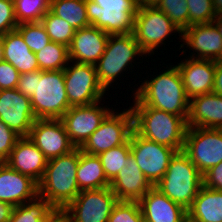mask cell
<instances>
[{
  "mask_svg": "<svg viewBox=\"0 0 222 222\" xmlns=\"http://www.w3.org/2000/svg\"><path fill=\"white\" fill-rule=\"evenodd\" d=\"M50 222H67L65 218L59 213L55 218H53Z\"/></svg>",
  "mask_w": 222,
  "mask_h": 222,
  "instance_id": "c3c4849f",
  "label": "cell"
},
{
  "mask_svg": "<svg viewBox=\"0 0 222 222\" xmlns=\"http://www.w3.org/2000/svg\"><path fill=\"white\" fill-rule=\"evenodd\" d=\"M176 32L182 31L155 5H139L133 35L145 54H154L155 49Z\"/></svg>",
  "mask_w": 222,
  "mask_h": 222,
  "instance_id": "ba28073f",
  "label": "cell"
},
{
  "mask_svg": "<svg viewBox=\"0 0 222 222\" xmlns=\"http://www.w3.org/2000/svg\"><path fill=\"white\" fill-rule=\"evenodd\" d=\"M101 101L89 105L72 106L61 117L71 143L80 148L112 109L101 107ZM108 108V109H107Z\"/></svg>",
  "mask_w": 222,
  "mask_h": 222,
  "instance_id": "5bb4252c",
  "label": "cell"
},
{
  "mask_svg": "<svg viewBox=\"0 0 222 222\" xmlns=\"http://www.w3.org/2000/svg\"><path fill=\"white\" fill-rule=\"evenodd\" d=\"M17 26L13 0H0V36L16 30Z\"/></svg>",
  "mask_w": 222,
  "mask_h": 222,
  "instance_id": "74e56055",
  "label": "cell"
},
{
  "mask_svg": "<svg viewBox=\"0 0 222 222\" xmlns=\"http://www.w3.org/2000/svg\"><path fill=\"white\" fill-rule=\"evenodd\" d=\"M129 142L131 153L139 168L150 184L155 186L164 176L170 160L177 151L157 142L149 141L134 130L130 135Z\"/></svg>",
  "mask_w": 222,
  "mask_h": 222,
  "instance_id": "4fadbf2b",
  "label": "cell"
},
{
  "mask_svg": "<svg viewBox=\"0 0 222 222\" xmlns=\"http://www.w3.org/2000/svg\"><path fill=\"white\" fill-rule=\"evenodd\" d=\"M188 7V27L213 22L216 12L213 0H186Z\"/></svg>",
  "mask_w": 222,
  "mask_h": 222,
  "instance_id": "d590c367",
  "label": "cell"
},
{
  "mask_svg": "<svg viewBox=\"0 0 222 222\" xmlns=\"http://www.w3.org/2000/svg\"><path fill=\"white\" fill-rule=\"evenodd\" d=\"M35 54L41 71L63 70L70 62L68 47L52 41Z\"/></svg>",
  "mask_w": 222,
  "mask_h": 222,
  "instance_id": "f546056e",
  "label": "cell"
},
{
  "mask_svg": "<svg viewBox=\"0 0 222 222\" xmlns=\"http://www.w3.org/2000/svg\"><path fill=\"white\" fill-rule=\"evenodd\" d=\"M158 0H138L139 5H155Z\"/></svg>",
  "mask_w": 222,
  "mask_h": 222,
  "instance_id": "7dc6e473",
  "label": "cell"
},
{
  "mask_svg": "<svg viewBox=\"0 0 222 222\" xmlns=\"http://www.w3.org/2000/svg\"><path fill=\"white\" fill-rule=\"evenodd\" d=\"M109 34L92 25L75 30L68 46L71 62L95 65L105 51Z\"/></svg>",
  "mask_w": 222,
  "mask_h": 222,
  "instance_id": "ac0fdd59",
  "label": "cell"
},
{
  "mask_svg": "<svg viewBox=\"0 0 222 222\" xmlns=\"http://www.w3.org/2000/svg\"><path fill=\"white\" fill-rule=\"evenodd\" d=\"M16 30L33 53H37L51 41L41 22L21 23Z\"/></svg>",
  "mask_w": 222,
  "mask_h": 222,
  "instance_id": "836d02e7",
  "label": "cell"
},
{
  "mask_svg": "<svg viewBox=\"0 0 222 222\" xmlns=\"http://www.w3.org/2000/svg\"><path fill=\"white\" fill-rule=\"evenodd\" d=\"M203 175L182 150L175 153L161 180L155 185L165 196L188 210L200 188Z\"/></svg>",
  "mask_w": 222,
  "mask_h": 222,
  "instance_id": "277c9868",
  "label": "cell"
},
{
  "mask_svg": "<svg viewBox=\"0 0 222 222\" xmlns=\"http://www.w3.org/2000/svg\"><path fill=\"white\" fill-rule=\"evenodd\" d=\"M213 7L216 15L222 14V0H213Z\"/></svg>",
  "mask_w": 222,
  "mask_h": 222,
  "instance_id": "bcb514c9",
  "label": "cell"
},
{
  "mask_svg": "<svg viewBox=\"0 0 222 222\" xmlns=\"http://www.w3.org/2000/svg\"><path fill=\"white\" fill-rule=\"evenodd\" d=\"M81 149L48 160L38 183L39 197L46 199L59 213L80 193L76 177Z\"/></svg>",
  "mask_w": 222,
  "mask_h": 222,
  "instance_id": "7a4b0ae2",
  "label": "cell"
},
{
  "mask_svg": "<svg viewBox=\"0 0 222 222\" xmlns=\"http://www.w3.org/2000/svg\"><path fill=\"white\" fill-rule=\"evenodd\" d=\"M49 35L50 41L69 46L75 29L62 18L54 15L50 10L44 15L40 21Z\"/></svg>",
  "mask_w": 222,
  "mask_h": 222,
  "instance_id": "d6a6232c",
  "label": "cell"
},
{
  "mask_svg": "<svg viewBox=\"0 0 222 222\" xmlns=\"http://www.w3.org/2000/svg\"><path fill=\"white\" fill-rule=\"evenodd\" d=\"M90 25L109 35L133 33L138 0H85Z\"/></svg>",
  "mask_w": 222,
  "mask_h": 222,
  "instance_id": "5b68a950",
  "label": "cell"
},
{
  "mask_svg": "<svg viewBox=\"0 0 222 222\" xmlns=\"http://www.w3.org/2000/svg\"><path fill=\"white\" fill-rule=\"evenodd\" d=\"M59 212L41 197L14 207L9 222H50Z\"/></svg>",
  "mask_w": 222,
  "mask_h": 222,
  "instance_id": "83f0119b",
  "label": "cell"
},
{
  "mask_svg": "<svg viewBox=\"0 0 222 222\" xmlns=\"http://www.w3.org/2000/svg\"><path fill=\"white\" fill-rule=\"evenodd\" d=\"M39 196L38 183L31 177L0 163V201L16 207Z\"/></svg>",
  "mask_w": 222,
  "mask_h": 222,
  "instance_id": "ffe728a7",
  "label": "cell"
},
{
  "mask_svg": "<svg viewBox=\"0 0 222 222\" xmlns=\"http://www.w3.org/2000/svg\"><path fill=\"white\" fill-rule=\"evenodd\" d=\"M14 206L0 201V222H9Z\"/></svg>",
  "mask_w": 222,
  "mask_h": 222,
  "instance_id": "ee69618b",
  "label": "cell"
},
{
  "mask_svg": "<svg viewBox=\"0 0 222 222\" xmlns=\"http://www.w3.org/2000/svg\"><path fill=\"white\" fill-rule=\"evenodd\" d=\"M187 219L191 222H222V191L203 185L187 210Z\"/></svg>",
  "mask_w": 222,
  "mask_h": 222,
  "instance_id": "484cf974",
  "label": "cell"
},
{
  "mask_svg": "<svg viewBox=\"0 0 222 222\" xmlns=\"http://www.w3.org/2000/svg\"><path fill=\"white\" fill-rule=\"evenodd\" d=\"M188 127L222 129V95H198L189 101Z\"/></svg>",
  "mask_w": 222,
  "mask_h": 222,
  "instance_id": "cb8c5ba5",
  "label": "cell"
},
{
  "mask_svg": "<svg viewBox=\"0 0 222 222\" xmlns=\"http://www.w3.org/2000/svg\"><path fill=\"white\" fill-rule=\"evenodd\" d=\"M28 137L48 160L68 154L76 148L61 119H36Z\"/></svg>",
  "mask_w": 222,
  "mask_h": 222,
  "instance_id": "9a60e30c",
  "label": "cell"
},
{
  "mask_svg": "<svg viewBox=\"0 0 222 222\" xmlns=\"http://www.w3.org/2000/svg\"><path fill=\"white\" fill-rule=\"evenodd\" d=\"M36 119H61L71 107L64 82V71H41L35 93L30 98Z\"/></svg>",
  "mask_w": 222,
  "mask_h": 222,
  "instance_id": "52a82bcc",
  "label": "cell"
},
{
  "mask_svg": "<svg viewBox=\"0 0 222 222\" xmlns=\"http://www.w3.org/2000/svg\"><path fill=\"white\" fill-rule=\"evenodd\" d=\"M183 151L204 175L222 162V129L188 127Z\"/></svg>",
  "mask_w": 222,
  "mask_h": 222,
  "instance_id": "8fae6325",
  "label": "cell"
},
{
  "mask_svg": "<svg viewBox=\"0 0 222 222\" xmlns=\"http://www.w3.org/2000/svg\"><path fill=\"white\" fill-rule=\"evenodd\" d=\"M133 131V113L129 107L121 113L112 110L91 136L80 147L81 151L98 155L113 147L125 144Z\"/></svg>",
  "mask_w": 222,
  "mask_h": 222,
  "instance_id": "30bf717a",
  "label": "cell"
},
{
  "mask_svg": "<svg viewBox=\"0 0 222 222\" xmlns=\"http://www.w3.org/2000/svg\"><path fill=\"white\" fill-rule=\"evenodd\" d=\"M176 66L189 99L213 92L216 61L190 57Z\"/></svg>",
  "mask_w": 222,
  "mask_h": 222,
  "instance_id": "d6986e66",
  "label": "cell"
},
{
  "mask_svg": "<svg viewBox=\"0 0 222 222\" xmlns=\"http://www.w3.org/2000/svg\"><path fill=\"white\" fill-rule=\"evenodd\" d=\"M73 63L63 69L69 105L82 106L101 101L106 90L98 80L95 65Z\"/></svg>",
  "mask_w": 222,
  "mask_h": 222,
  "instance_id": "7c38bea8",
  "label": "cell"
},
{
  "mask_svg": "<svg viewBox=\"0 0 222 222\" xmlns=\"http://www.w3.org/2000/svg\"><path fill=\"white\" fill-rule=\"evenodd\" d=\"M133 130L141 137L182 151L185 144L187 121L172 113L143 105L134 96Z\"/></svg>",
  "mask_w": 222,
  "mask_h": 222,
  "instance_id": "6da1fadb",
  "label": "cell"
},
{
  "mask_svg": "<svg viewBox=\"0 0 222 222\" xmlns=\"http://www.w3.org/2000/svg\"><path fill=\"white\" fill-rule=\"evenodd\" d=\"M145 222H185L187 210L153 186L139 201Z\"/></svg>",
  "mask_w": 222,
  "mask_h": 222,
  "instance_id": "7402d4cb",
  "label": "cell"
},
{
  "mask_svg": "<svg viewBox=\"0 0 222 222\" xmlns=\"http://www.w3.org/2000/svg\"><path fill=\"white\" fill-rule=\"evenodd\" d=\"M0 119L20 137H28L36 120L30 98L16 88L0 90Z\"/></svg>",
  "mask_w": 222,
  "mask_h": 222,
  "instance_id": "2e32d148",
  "label": "cell"
},
{
  "mask_svg": "<svg viewBox=\"0 0 222 222\" xmlns=\"http://www.w3.org/2000/svg\"><path fill=\"white\" fill-rule=\"evenodd\" d=\"M3 60L9 62L20 74L38 71L36 54L24 42L17 30L2 36Z\"/></svg>",
  "mask_w": 222,
  "mask_h": 222,
  "instance_id": "d4e9b609",
  "label": "cell"
},
{
  "mask_svg": "<svg viewBox=\"0 0 222 222\" xmlns=\"http://www.w3.org/2000/svg\"><path fill=\"white\" fill-rule=\"evenodd\" d=\"M20 138L0 119V163L5 162L13 150L15 143Z\"/></svg>",
  "mask_w": 222,
  "mask_h": 222,
  "instance_id": "f35d334b",
  "label": "cell"
},
{
  "mask_svg": "<svg viewBox=\"0 0 222 222\" xmlns=\"http://www.w3.org/2000/svg\"><path fill=\"white\" fill-rule=\"evenodd\" d=\"M213 23L218 28V30L222 36V14L216 15L215 18L213 19Z\"/></svg>",
  "mask_w": 222,
  "mask_h": 222,
  "instance_id": "f6af8a7d",
  "label": "cell"
},
{
  "mask_svg": "<svg viewBox=\"0 0 222 222\" xmlns=\"http://www.w3.org/2000/svg\"><path fill=\"white\" fill-rule=\"evenodd\" d=\"M76 181L80 191L110 187L98 155L80 153Z\"/></svg>",
  "mask_w": 222,
  "mask_h": 222,
  "instance_id": "4316f807",
  "label": "cell"
},
{
  "mask_svg": "<svg viewBox=\"0 0 222 222\" xmlns=\"http://www.w3.org/2000/svg\"><path fill=\"white\" fill-rule=\"evenodd\" d=\"M20 73L7 61H0V90L17 88Z\"/></svg>",
  "mask_w": 222,
  "mask_h": 222,
  "instance_id": "ab89813d",
  "label": "cell"
},
{
  "mask_svg": "<svg viewBox=\"0 0 222 222\" xmlns=\"http://www.w3.org/2000/svg\"><path fill=\"white\" fill-rule=\"evenodd\" d=\"M155 6L161 10L181 31L188 28L186 0H158Z\"/></svg>",
  "mask_w": 222,
  "mask_h": 222,
  "instance_id": "e575fe53",
  "label": "cell"
},
{
  "mask_svg": "<svg viewBox=\"0 0 222 222\" xmlns=\"http://www.w3.org/2000/svg\"><path fill=\"white\" fill-rule=\"evenodd\" d=\"M50 11L75 30L90 26L85 0H51Z\"/></svg>",
  "mask_w": 222,
  "mask_h": 222,
  "instance_id": "f1b7e54d",
  "label": "cell"
},
{
  "mask_svg": "<svg viewBox=\"0 0 222 222\" xmlns=\"http://www.w3.org/2000/svg\"><path fill=\"white\" fill-rule=\"evenodd\" d=\"M213 92L222 95V59L216 61Z\"/></svg>",
  "mask_w": 222,
  "mask_h": 222,
  "instance_id": "7bdbcfd3",
  "label": "cell"
},
{
  "mask_svg": "<svg viewBox=\"0 0 222 222\" xmlns=\"http://www.w3.org/2000/svg\"><path fill=\"white\" fill-rule=\"evenodd\" d=\"M18 24L40 22L50 10L51 0H13Z\"/></svg>",
  "mask_w": 222,
  "mask_h": 222,
  "instance_id": "1f68e13d",
  "label": "cell"
},
{
  "mask_svg": "<svg viewBox=\"0 0 222 222\" xmlns=\"http://www.w3.org/2000/svg\"><path fill=\"white\" fill-rule=\"evenodd\" d=\"M3 60V40L2 36H0V61Z\"/></svg>",
  "mask_w": 222,
  "mask_h": 222,
  "instance_id": "681fc988",
  "label": "cell"
},
{
  "mask_svg": "<svg viewBox=\"0 0 222 222\" xmlns=\"http://www.w3.org/2000/svg\"><path fill=\"white\" fill-rule=\"evenodd\" d=\"M134 93L143 105L181 116L187 121L190 99L176 65L151 80H145Z\"/></svg>",
  "mask_w": 222,
  "mask_h": 222,
  "instance_id": "3957f363",
  "label": "cell"
},
{
  "mask_svg": "<svg viewBox=\"0 0 222 222\" xmlns=\"http://www.w3.org/2000/svg\"><path fill=\"white\" fill-rule=\"evenodd\" d=\"M36 78H40V70L20 74L16 89L28 98H32L35 93Z\"/></svg>",
  "mask_w": 222,
  "mask_h": 222,
  "instance_id": "60d3db41",
  "label": "cell"
},
{
  "mask_svg": "<svg viewBox=\"0 0 222 222\" xmlns=\"http://www.w3.org/2000/svg\"><path fill=\"white\" fill-rule=\"evenodd\" d=\"M127 162L110 183V188L119 201H139L153 186L145 178L132 153Z\"/></svg>",
  "mask_w": 222,
  "mask_h": 222,
  "instance_id": "603a6c76",
  "label": "cell"
},
{
  "mask_svg": "<svg viewBox=\"0 0 222 222\" xmlns=\"http://www.w3.org/2000/svg\"><path fill=\"white\" fill-rule=\"evenodd\" d=\"M136 55L143 57L145 53L140 49L133 33L109 35L105 51L95 64L98 80L105 90L110 89L123 71L134 67L132 62Z\"/></svg>",
  "mask_w": 222,
  "mask_h": 222,
  "instance_id": "8992f818",
  "label": "cell"
},
{
  "mask_svg": "<svg viewBox=\"0 0 222 222\" xmlns=\"http://www.w3.org/2000/svg\"><path fill=\"white\" fill-rule=\"evenodd\" d=\"M108 222H145L138 201H118Z\"/></svg>",
  "mask_w": 222,
  "mask_h": 222,
  "instance_id": "8d00e7d4",
  "label": "cell"
},
{
  "mask_svg": "<svg viewBox=\"0 0 222 222\" xmlns=\"http://www.w3.org/2000/svg\"><path fill=\"white\" fill-rule=\"evenodd\" d=\"M203 185L206 188L222 191V162L203 175Z\"/></svg>",
  "mask_w": 222,
  "mask_h": 222,
  "instance_id": "b9f144b4",
  "label": "cell"
},
{
  "mask_svg": "<svg viewBox=\"0 0 222 222\" xmlns=\"http://www.w3.org/2000/svg\"><path fill=\"white\" fill-rule=\"evenodd\" d=\"M48 159L29 139L20 137L5 163L19 173L39 183L44 175Z\"/></svg>",
  "mask_w": 222,
  "mask_h": 222,
  "instance_id": "44dd1931",
  "label": "cell"
},
{
  "mask_svg": "<svg viewBox=\"0 0 222 222\" xmlns=\"http://www.w3.org/2000/svg\"><path fill=\"white\" fill-rule=\"evenodd\" d=\"M130 153V142L128 140L125 144L98 154L104 174L110 183L116 178L120 170L127 165V159Z\"/></svg>",
  "mask_w": 222,
  "mask_h": 222,
  "instance_id": "4dcf8cb0",
  "label": "cell"
},
{
  "mask_svg": "<svg viewBox=\"0 0 222 222\" xmlns=\"http://www.w3.org/2000/svg\"><path fill=\"white\" fill-rule=\"evenodd\" d=\"M118 201L110 187L83 190L60 214L67 222H108Z\"/></svg>",
  "mask_w": 222,
  "mask_h": 222,
  "instance_id": "9c48e42d",
  "label": "cell"
},
{
  "mask_svg": "<svg viewBox=\"0 0 222 222\" xmlns=\"http://www.w3.org/2000/svg\"><path fill=\"white\" fill-rule=\"evenodd\" d=\"M191 50V58L218 61L222 59V36L213 22L191 25L179 37ZM195 55V56H194Z\"/></svg>",
  "mask_w": 222,
  "mask_h": 222,
  "instance_id": "e0dca14e",
  "label": "cell"
}]
</instances>
